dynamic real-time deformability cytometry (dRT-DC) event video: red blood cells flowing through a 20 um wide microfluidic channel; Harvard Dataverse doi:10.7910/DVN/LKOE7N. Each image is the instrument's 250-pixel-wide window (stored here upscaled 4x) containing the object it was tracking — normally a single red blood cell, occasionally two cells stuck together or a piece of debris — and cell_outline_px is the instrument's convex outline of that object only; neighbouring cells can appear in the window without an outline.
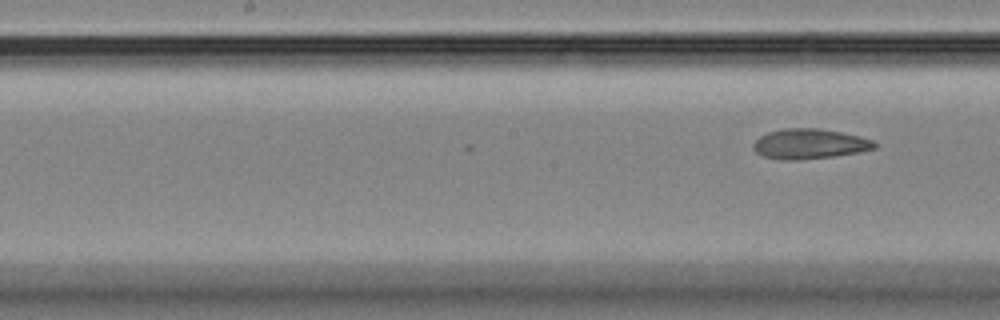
{"species": "Egyptian fruit bat (a non-hibernating species)", "species_latin": "Rousettus aegyptiacus", "temperature_condition": "room temperature", "stored_images_in_passage": 15, "camera_frame_rate_fps": 3000, "um_per_image_px": 0.085, "animal": {"sex": "female"}, "frame": {"image": 1, "passage_image": 15, "time_ms": 4.667, "image_size_px": [1000, 320], "cell_outline_px": [[876, 148], [860, 152], [836, 156], [800, 160], [780, 160], [764, 156], [756, 152], [752, 148], [752, 144], [760, 136], [768, 132], [784, 128], [816, 128], [840, 132], [860, 136], [872, 140], [876, 144]], "centroid_in_image_um": [68.79, 12.24], "position_along_channel_um": 179.4, "area_um2": 21.33}}